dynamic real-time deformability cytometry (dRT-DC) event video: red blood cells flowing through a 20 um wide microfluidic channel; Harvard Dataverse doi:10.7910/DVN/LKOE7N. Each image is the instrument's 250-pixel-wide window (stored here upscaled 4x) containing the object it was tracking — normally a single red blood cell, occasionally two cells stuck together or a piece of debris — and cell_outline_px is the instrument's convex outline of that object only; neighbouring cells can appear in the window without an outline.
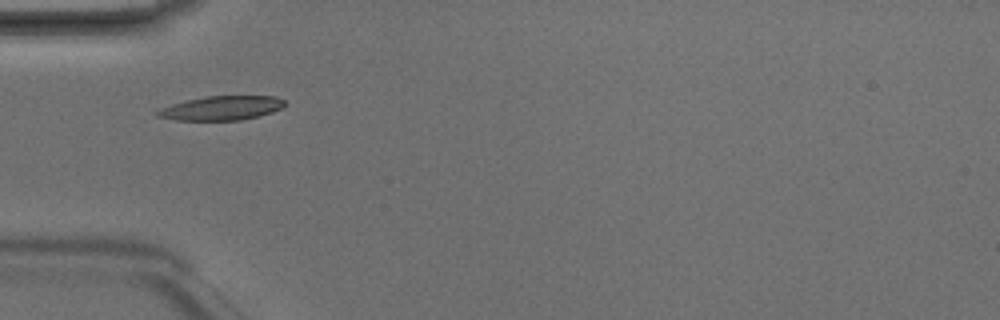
{"species": "Egyptian fruit bat (a non-hibernating species)", "species_latin": "Rousettus aegyptiacus", "temperature_condition": "room temperature", "stored_images_in_passage": 1, "camera_frame_rate_fps": 3000, "um_per_image_px": 0.085, "animal": {"sex": "male"}, "frame": {"image": 1, "passage_image": 1, "time_ms": 0.0, "image_size_px": [1000, 320], "cell_outline_px": [[288, 104], [272, 112], [240, 120], [176, 120], [156, 116], [156, 112], [160, 108], [172, 104], [188, 100], [208, 96], [276, 96], [284, 100]], "centroid_in_image_um": [18.84, 9.18], "position_along_channel_um": 66.2, "area_um2": 17.74}}